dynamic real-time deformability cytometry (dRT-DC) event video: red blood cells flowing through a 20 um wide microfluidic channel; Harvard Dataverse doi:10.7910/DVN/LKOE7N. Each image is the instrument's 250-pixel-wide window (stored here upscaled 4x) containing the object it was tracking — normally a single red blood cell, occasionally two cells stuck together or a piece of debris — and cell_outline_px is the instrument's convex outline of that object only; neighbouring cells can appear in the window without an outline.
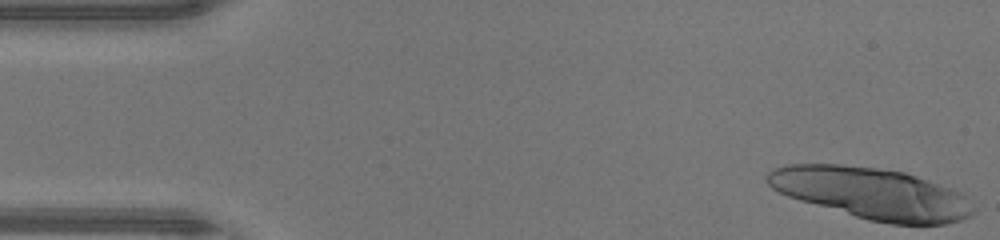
{"species": "human", "species_latin": "Homo sapiens", "temperature_condition": "warm", "stored_images_in_passage": 13, "camera_frame_rate_fps": 3000, "um_per_image_px": 0.085, "donor": {"sex": "male"}, "frame": {"image": 1, "passage_image": 1, "time_ms": 0.0, "image_size_px": [1000, 240], "cell_outline_px": [[972, 212], [968, 216], [960, 220], [948, 224], [892, 224], [868, 220], [800, 200], [788, 196], [772, 188], [764, 180], [764, 176], [772, 168], [784, 164], [840, 164], [876, 168], [904, 172], [928, 180], [960, 192], [964, 196]], "centroid_in_image_um": [74.0, 16.42], "position_along_channel_um": 11.0, "area_um2": 61.15}}